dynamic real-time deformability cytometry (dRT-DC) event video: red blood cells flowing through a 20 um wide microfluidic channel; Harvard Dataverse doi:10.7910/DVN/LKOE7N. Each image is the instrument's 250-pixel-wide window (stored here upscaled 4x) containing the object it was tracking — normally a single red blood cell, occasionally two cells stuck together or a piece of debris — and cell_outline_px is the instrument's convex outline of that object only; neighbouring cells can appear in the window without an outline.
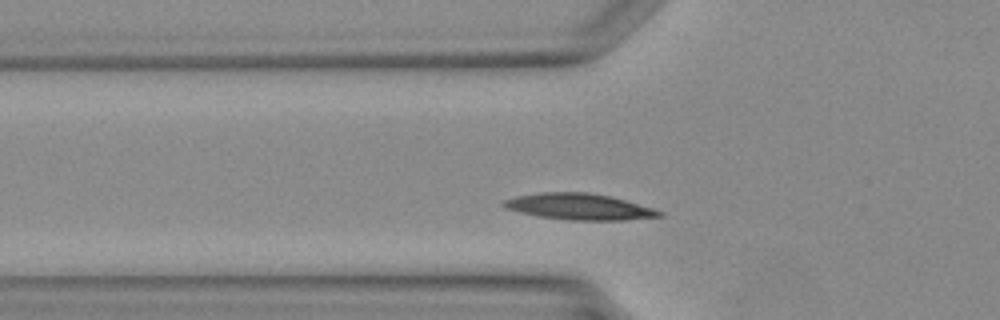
{"species": "Egyptian fruit bat (a non-hibernating species)", "species_latin": "Rousettus aegyptiacus", "temperature_condition": "warm", "stored_images_in_passage": 26, "camera_frame_rate_fps": 3000, "um_per_image_px": 0.085, "animal": {"sex": "female"}, "frame": {"image": 1, "passage_image": 5, "time_ms": 1.333, "image_size_px": [1000, 320], "cell_outline_px": [[664, 216], [624, 220], [568, 220], [540, 216], [520, 212], [504, 208], [500, 204], [504, 200], [516, 196], [540, 192], [588, 192], [612, 196], [652, 208], [664, 212]], "centroid_in_image_um": [49.23, 17.56], "position_along_channel_um": 76.6, "area_um2": 23.81}}
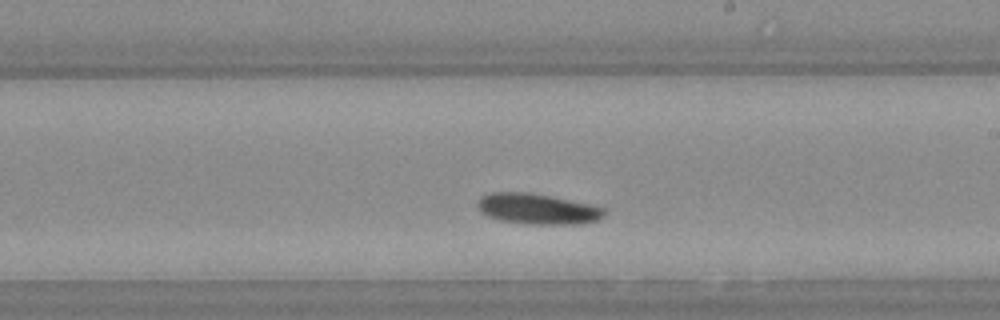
{"frame": {"image": 2, "passage_image": 15, "time_ms": 4.667, "image_size_px": [1000, 320], "cell_outline_px": [[608, 212], [600, 220], [584, 224], [524, 224], [500, 220], [488, 216], [480, 212], [476, 208], [476, 204], [484, 196], [492, 192], [528, 192], [552, 196], [596, 204], [608, 208]], "centroid_in_image_um": [45.8, 17.76], "position_along_channel_um": 243.2, "area_um2": 23.29}}